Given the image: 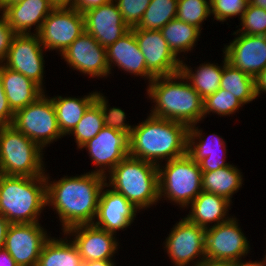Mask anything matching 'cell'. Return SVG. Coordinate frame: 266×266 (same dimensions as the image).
<instances>
[{
	"instance_id": "obj_1",
	"label": "cell",
	"mask_w": 266,
	"mask_h": 266,
	"mask_svg": "<svg viewBox=\"0 0 266 266\" xmlns=\"http://www.w3.org/2000/svg\"><path fill=\"white\" fill-rule=\"evenodd\" d=\"M48 175L45 174L46 206L56 210L62 223V232L74 226L93 224L101 189L108 181L106 177L89 171L52 182Z\"/></svg>"
},
{
	"instance_id": "obj_2",
	"label": "cell",
	"mask_w": 266,
	"mask_h": 266,
	"mask_svg": "<svg viewBox=\"0 0 266 266\" xmlns=\"http://www.w3.org/2000/svg\"><path fill=\"white\" fill-rule=\"evenodd\" d=\"M189 127L151 114L129 136V156L156 164L187 154ZM161 161V162H160Z\"/></svg>"
},
{
	"instance_id": "obj_3",
	"label": "cell",
	"mask_w": 266,
	"mask_h": 266,
	"mask_svg": "<svg viewBox=\"0 0 266 266\" xmlns=\"http://www.w3.org/2000/svg\"><path fill=\"white\" fill-rule=\"evenodd\" d=\"M148 84V97L155 103L151 115L181 122L188 127L204 118L203 99L180 72L155 77Z\"/></svg>"
},
{
	"instance_id": "obj_4",
	"label": "cell",
	"mask_w": 266,
	"mask_h": 266,
	"mask_svg": "<svg viewBox=\"0 0 266 266\" xmlns=\"http://www.w3.org/2000/svg\"><path fill=\"white\" fill-rule=\"evenodd\" d=\"M46 207L45 175L3 174L0 179V215L11 224L36 223Z\"/></svg>"
},
{
	"instance_id": "obj_5",
	"label": "cell",
	"mask_w": 266,
	"mask_h": 266,
	"mask_svg": "<svg viewBox=\"0 0 266 266\" xmlns=\"http://www.w3.org/2000/svg\"><path fill=\"white\" fill-rule=\"evenodd\" d=\"M109 188L122 194L140 210L159 201L158 166L131 156L125 157L109 173Z\"/></svg>"
},
{
	"instance_id": "obj_6",
	"label": "cell",
	"mask_w": 266,
	"mask_h": 266,
	"mask_svg": "<svg viewBox=\"0 0 266 266\" xmlns=\"http://www.w3.org/2000/svg\"><path fill=\"white\" fill-rule=\"evenodd\" d=\"M13 125L0 126V171L5 175H45L43 151Z\"/></svg>"
},
{
	"instance_id": "obj_7",
	"label": "cell",
	"mask_w": 266,
	"mask_h": 266,
	"mask_svg": "<svg viewBox=\"0 0 266 266\" xmlns=\"http://www.w3.org/2000/svg\"><path fill=\"white\" fill-rule=\"evenodd\" d=\"M158 183L159 200L168 199L184 209L203 191L202 171L188 154L158 165Z\"/></svg>"
},
{
	"instance_id": "obj_8",
	"label": "cell",
	"mask_w": 266,
	"mask_h": 266,
	"mask_svg": "<svg viewBox=\"0 0 266 266\" xmlns=\"http://www.w3.org/2000/svg\"><path fill=\"white\" fill-rule=\"evenodd\" d=\"M12 125L42 149L64 137L58 127L52 99L45 92L25 108L17 110Z\"/></svg>"
},
{
	"instance_id": "obj_9",
	"label": "cell",
	"mask_w": 266,
	"mask_h": 266,
	"mask_svg": "<svg viewBox=\"0 0 266 266\" xmlns=\"http://www.w3.org/2000/svg\"><path fill=\"white\" fill-rule=\"evenodd\" d=\"M250 242L240 229L237 218L205 230V258L212 261L242 263L250 253Z\"/></svg>"
},
{
	"instance_id": "obj_10",
	"label": "cell",
	"mask_w": 266,
	"mask_h": 266,
	"mask_svg": "<svg viewBox=\"0 0 266 266\" xmlns=\"http://www.w3.org/2000/svg\"><path fill=\"white\" fill-rule=\"evenodd\" d=\"M85 32L84 16L69 6H56L42 23L37 33L46 49L59 51L60 54Z\"/></svg>"
},
{
	"instance_id": "obj_11",
	"label": "cell",
	"mask_w": 266,
	"mask_h": 266,
	"mask_svg": "<svg viewBox=\"0 0 266 266\" xmlns=\"http://www.w3.org/2000/svg\"><path fill=\"white\" fill-rule=\"evenodd\" d=\"M205 230L185 217L173 226L165 240L164 250L174 266H189L191 262L192 266H197L206 260Z\"/></svg>"
},
{
	"instance_id": "obj_12",
	"label": "cell",
	"mask_w": 266,
	"mask_h": 266,
	"mask_svg": "<svg viewBox=\"0 0 266 266\" xmlns=\"http://www.w3.org/2000/svg\"><path fill=\"white\" fill-rule=\"evenodd\" d=\"M43 49L38 34H15L3 65L32 79L44 90Z\"/></svg>"
},
{
	"instance_id": "obj_13",
	"label": "cell",
	"mask_w": 266,
	"mask_h": 266,
	"mask_svg": "<svg viewBox=\"0 0 266 266\" xmlns=\"http://www.w3.org/2000/svg\"><path fill=\"white\" fill-rule=\"evenodd\" d=\"M50 237L39 222L11 224L4 248L18 266H36L42 248Z\"/></svg>"
},
{
	"instance_id": "obj_14",
	"label": "cell",
	"mask_w": 266,
	"mask_h": 266,
	"mask_svg": "<svg viewBox=\"0 0 266 266\" xmlns=\"http://www.w3.org/2000/svg\"><path fill=\"white\" fill-rule=\"evenodd\" d=\"M86 148L97 169L91 172L107 174L129 155V136L121 131L103 127L91 140L80 147ZM107 172V173H106Z\"/></svg>"
},
{
	"instance_id": "obj_15",
	"label": "cell",
	"mask_w": 266,
	"mask_h": 266,
	"mask_svg": "<svg viewBox=\"0 0 266 266\" xmlns=\"http://www.w3.org/2000/svg\"><path fill=\"white\" fill-rule=\"evenodd\" d=\"M61 56L70 68L84 75L92 78L110 75L106 48L87 32L75 39Z\"/></svg>"
},
{
	"instance_id": "obj_16",
	"label": "cell",
	"mask_w": 266,
	"mask_h": 266,
	"mask_svg": "<svg viewBox=\"0 0 266 266\" xmlns=\"http://www.w3.org/2000/svg\"><path fill=\"white\" fill-rule=\"evenodd\" d=\"M145 57L147 70L154 77L171 76L180 72L181 60L169 49L160 30L131 29Z\"/></svg>"
},
{
	"instance_id": "obj_17",
	"label": "cell",
	"mask_w": 266,
	"mask_h": 266,
	"mask_svg": "<svg viewBox=\"0 0 266 266\" xmlns=\"http://www.w3.org/2000/svg\"><path fill=\"white\" fill-rule=\"evenodd\" d=\"M229 45H225L223 53L227 61L254 78L266 68V36H255L237 33Z\"/></svg>"
},
{
	"instance_id": "obj_18",
	"label": "cell",
	"mask_w": 266,
	"mask_h": 266,
	"mask_svg": "<svg viewBox=\"0 0 266 266\" xmlns=\"http://www.w3.org/2000/svg\"><path fill=\"white\" fill-rule=\"evenodd\" d=\"M71 236L78 248L83 262L95 260H114L118 241L115 234L96 227L94 224L78 225L69 228L63 234Z\"/></svg>"
},
{
	"instance_id": "obj_19",
	"label": "cell",
	"mask_w": 266,
	"mask_h": 266,
	"mask_svg": "<svg viewBox=\"0 0 266 266\" xmlns=\"http://www.w3.org/2000/svg\"><path fill=\"white\" fill-rule=\"evenodd\" d=\"M106 187L107 189L105 190ZM108 188L109 186L105 184L101 189L98 211L93 224L117 235L116 231H124V229L126 230V228L131 226L139 210L122 194L112 188Z\"/></svg>"
},
{
	"instance_id": "obj_20",
	"label": "cell",
	"mask_w": 266,
	"mask_h": 266,
	"mask_svg": "<svg viewBox=\"0 0 266 266\" xmlns=\"http://www.w3.org/2000/svg\"><path fill=\"white\" fill-rule=\"evenodd\" d=\"M83 16L85 32L92 35L104 48L112 45L130 30L114 0L88 10Z\"/></svg>"
},
{
	"instance_id": "obj_21",
	"label": "cell",
	"mask_w": 266,
	"mask_h": 266,
	"mask_svg": "<svg viewBox=\"0 0 266 266\" xmlns=\"http://www.w3.org/2000/svg\"><path fill=\"white\" fill-rule=\"evenodd\" d=\"M198 127H196V124L189 127L187 154L199 164L202 172L215 171L219 168L229 166L230 164L225 160L227 153L226 141L221 136L215 135V133L209 135L212 140L209 137L205 139L202 136V129ZM218 150L221 154L217 152Z\"/></svg>"
},
{
	"instance_id": "obj_22",
	"label": "cell",
	"mask_w": 266,
	"mask_h": 266,
	"mask_svg": "<svg viewBox=\"0 0 266 266\" xmlns=\"http://www.w3.org/2000/svg\"><path fill=\"white\" fill-rule=\"evenodd\" d=\"M107 64L111 70L113 65L126 73L139 75L148 79L150 83L155 77L147 70L145 57L142 54L135 38L134 32L130 29L121 38L106 48ZM113 64V65H112ZM112 66V67H111Z\"/></svg>"
},
{
	"instance_id": "obj_23",
	"label": "cell",
	"mask_w": 266,
	"mask_h": 266,
	"mask_svg": "<svg viewBox=\"0 0 266 266\" xmlns=\"http://www.w3.org/2000/svg\"><path fill=\"white\" fill-rule=\"evenodd\" d=\"M55 7L51 0H23L7 6L1 13L16 34H31L32 26L35 28L33 33L37 34Z\"/></svg>"
},
{
	"instance_id": "obj_24",
	"label": "cell",
	"mask_w": 266,
	"mask_h": 266,
	"mask_svg": "<svg viewBox=\"0 0 266 266\" xmlns=\"http://www.w3.org/2000/svg\"><path fill=\"white\" fill-rule=\"evenodd\" d=\"M188 206L191 210L185 218L205 229L212 227V223L216 226L231 218L227 215L231 202L214 193L202 191Z\"/></svg>"
},
{
	"instance_id": "obj_25",
	"label": "cell",
	"mask_w": 266,
	"mask_h": 266,
	"mask_svg": "<svg viewBox=\"0 0 266 266\" xmlns=\"http://www.w3.org/2000/svg\"><path fill=\"white\" fill-rule=\"evenodd\" d=\"M0 77L8 104L15 113L34 102L45 91L32 79L0 65Z\"/></svg>"
},
{
	"instance_id": "obj_26",
	"label": "cell",
	"mask_w": 266,
	"mask_h": 266,
	"mask_svg": "<svg viewBox=\"0 0 266 266\" xmlns=\"http://www.w3.org/2000/svg\"><path fill=\"white\" fill-rule=\"evenodd\" d=\"M96 92L76 97L54 96L52 103L55 108L57 123L63 136L69 134L80 121L87 109L95 102Z\"/></svg>"
},
{
	"instance_id": "obj_27",
	"label": "cell",
	"mask_w": 266,
	"mask_h": 266,
	"mask_svg": "<svg viewBox=\"0 0 266 266\" xmlns=\"http://www.w3.org/2000/svg\"><path fill=\"white\" fill-rule=\"evenodd\" d=\"M180 73L185 80L198 92L202 99L212 95L220 88L223 75L222 66L217 63H202L193 71L192 67L181 60Z\"/></svg>"
},
{
	"instance_id": "obj_28",
	"label": "cell",
	"mask_w": 266,
	"mask_h": 266,
	"mask_svg": "<svg viewBox=\"0 0 266 266\" xmlns=\"http://www.w3.org/2000/svg\"><path fill=\"white\" fill-rule=\"evenodd\" d=\"M235 165L219 168L215 171L202 172V189L226 198L232 203V196L243 184V175Z\"/></svg>"
},
{
	"instance_id": "obj_29",
	"label": "cell",
	"mask_w": 266,
	"mask_h": 266,
	"mask_svg": "<svg viewBox=\"0 0 266 266\" xmlns=\"http://www.w3.org/2000/svg\"><path fill=\"white\" fill-rule=\"evenodd\" d=\"M78 248L65 238H49L44 244L36 266H82Z\"/></svg>"
},
{
	"instance_id": "obj_30",
	"label": "cell",
	"mask_w": 266,
	"mask_h": 266,
	"mask_svg": "<svg viewBox=\"0 0 266 266\" xmlns=\"http://www.w3.org/2000/svg\"><path fill=\"white\" fill-rule=\"evenodd\" d=\"M160 32L167 41L169 49L177 58H179V53H187L194 49L201 35V30L199 28L177 18L169 21L160 29Z\"/></svg>"
},
{
	"instance_id": "obj_31",
	"label": "cell",
	"mask_w": 266,
	"mask_h": 266,
	"mask_svg": "<svg viewBox=\"0 0 266 266\" xmlns=\"http://www.w3.org/2000/svg\"><path fill=\"white\" fill-rule=\"evenodd\" d=\"M220 89L232 93L244 105L257 99L255 94L254 77L233 67L224 54L223 75Z\"/></svg>"
},
{
	"instance_id": "obj_32",
	"label": "cell",
	"mask_w": 266,
	"mask_h": 266,
	"mask_svg": "<svg viewBox=\"0 0 266 266\" xmlns=\"http://www.w3.org/2000/svg\"><path fill=\"white\" fill-rule=\"evenodd\" d=\"M178 0H151L141 22L136 27L144 30H160L176 18Z\"/></svg>"
},
{
	"instance_id": "obj_33",
	"label": "cell",
	"mask_w": 266,
	"mask_h": 266,
	"mask_svg": "<svg viewBox=\"0 0 266 266\" xmlns=\"http://www.w3.org/2000/svg\"><path fill=\"white\" fill-rule=\"evenodd\" d=\"M105 127L100 107L94 102L84 113L74 129L68 134L75 137L80 149L87 141L94 138Z\"/></svg>"
},
{
	"instance_id": "obj_34",
	"label": "cell",
	"mask_w": 266,
	"mask_h": 266,
	"mask_svg": "<svg viewBox=\"0 0 266 266\" xmlns=\"http://www.w3.org/2000/svg\"><path fill=\"white\" fill-rule=\"evenodd\" d=\"M244 104L239 101L232 93L224 89H218L212 95L203 99L204 118L207 114L216 113L221 116L235 114Z\"/></svg>"
},
{
	"instance_id": "obj_35",
	"label": "cell",
	"mask_w": 266,
	"mask_h": 266,
	"mask_svg": "<svg viewBox=\"0 0 266 266\" xmlns=\"http://www.w3.org/2000/svg\"><path fill=\"white\" fill-rule=\"evenodd\" d=\"M211 15L210 0H178L176 18L194 25L202 30L201 26Z\"/></svg>"
},
{
	"instance_id": "obj_36",
	"label": "cell",
	"mask_w": 266,
	"mask_h": 266,
	"mask_svg": "<svg viewBox=\"0 0 266 266\" xmlns=\"http://www.w3.org/2000/svg\"><path fill=\"white\" fill-rule=\"evenodd\" d=\"M108 99L99 92L96 94L95 103L100 107L103 115L104 126L121 131L128 136L131 135L134 126H131L126 121V114L121 108L111 107L108 105Z\"/></svg>"
},
{
	"instance_id": "obj_37",
	"label": "cell",
	"mask_w": 266,
	"mask_h": 266,
	"mask_svg": "<svg viewBox=\"0 0 266 266\" xmlns=\"http://www.w3.org/2000/svg\"><path fill=\"white\" fill-rule=\"evenodd\" d=\"M240 20L242 28L237 33L266 36V10L247 4Z\"/></svg>"
},
{
	"instance_id": "obj_38",
	"label": "cell",
	"mask_w": 266,
	"mask_h": 266,
	"mask_svg": "<svg viewBox=\"0 0 266 266\" xmlns=\"http://www.w3.org/2000/svg\"><path fill=\"white\" fill-rule=\"evenodd\" d=\"M120 10L125 24L130 28L137 27L151 0H114Z\"/></svg>"
},
{
	"instance_id": "obj_39",
	"label": "cell",
	"mask_w": 266,
	"mask_h": 266,
	"mask_svg": "<svg viewBox=\"0 0 266 266\" xmlns=\"http://www.w3.org/2000/svg\"><path fill=\"white\" fill-rule=\"evenodd\" d=\"M247 4L248 0H210L211 14L220 22L237 15L241 19Z\"/></svg>"
},
{
	"instance_id": "obj_40",
	"label": "cell",
	"mask_w": 266,
	"mask_h": 266,
	"mask_svg": "<svg viewBox=\"0 0 266 266\" xmlns=\"http://www.w3.org/2000/svg\"><path fill=\"white\" fill-rule=\"evenodd\" d=\"M15 32L12 30L8 24L7 18L1 13L0 15V65H3L12 39L15 36Z\"/></svg>"
},
{
	"instance_id": "obj_41",
	"label": "cell",
	"mask_w": 266,
	"mask_h": 266,
	"mask_svg": "<svg viewBox=\"0 0 266 266\" xmlns=\"http://www.w3.org/2000/svg\"><path fill=\"white\" fill-rule=\"evenodd\" d=\"M14 112L8 104L4 87L0 77V126L12 125Z\"/></svg>"
},
{
	"instance_id": "obj_42",
	"label": "cell",
	"mask_w": 266,
	"mask_h": 266,
	"mask_svg": "<svg viewBox=\"0 0 266 266\" xmlns=\"http://www.w3.org/2000/svg\"><path fill=\"white\" fill-rule=\"evenodd\" d=\"M111 1L113 0H71L69 7H72L83 14L90 9L100 7L104 4L110 3Z\"/></svg>"
},
{
	"instance_id": "obj_43",
	"label": "cell",
	"mask_w": 266,
	"mask_h": 266,
	"mask_svg": "<svg viewBox=\"0 0 266 266\" xmlns=\"http://www.w3.org/2000/svg\"><path fill=\"white\" fill-rule=\"evenodd\" d=\"M255 94L258 97L262 92L266 93V68L263 69L255 78Z\"/></svg>"
},
{
	"instance_id": "obj_44",
	"label": "cell",
	"mask_w": 266,
	"mask_h": 266,
	"mask_svg": "<svg viewBox=\"0 0 266 266\" xmlns=\"http://www.w3.org/2000/svg\"><path fill=\"white\" fill-rule=\"evenodd\" d=\"M10 225L11 223L2 215H0V248L4 247L6 235Z\"/></svg>"
},
{
	"instance_id": "obj_45",
	"label": "cell",
	"mask_w": 266,
	"mask_h": 266,
	"mask_svg": "<svg viewBox=\"0 0 266 266\" xmlns=\"http://www.w3.org/2000/svg\"><path fill=\"white\" fill-rule=\"evenodd\" d=\"M0 266H18L4 247L0 248Z\"/></svg>"
},
{
	"instance_id": "obj_46",
	"label": "cell",
	"mask_w": 266,
	"mask_h": 266,
	"mask_svg": "<svg viewBox=\"0 0 266 266\" xmlns=\"http://www.w3.org/2000/svg\"><path fill=\"white\" fill-rule=\"evenodd\" d=\"M197 266H239V264L234 262L204 260Z\"/></svg>"
},
{
	"instance_id": "obj_47",
	"label": "cell",
	"mask_w": 266,
	"mask_h": 266,
	"mask_svg": "<svg viewBox=\"0 0 266 266\" xmlns=\"http://www.w3.org/2000/svg\"><path fill=\"white\" fill-rule=\"evenodd\" d=\"M116 263L113 260H95L89 262H83L82 266H115Z\"/></svg>"
},
{
	"instance_id": "obj_48",
	"label": "cell",
	"mask_w": 266,
	"mask_h": 266,
	"mask_svg": "<svg viewBox=\"0 0 266 266\" xmlns=\"http://www.w3.org/2000/svg\"><path fill=\"white\" fill-rule=\"evenodd\" d=\"M263 260V261H262ZM261 261H245L243 259V262L239 264V266H266V261L262 259Z\"/></svg>"
},
{
	"instance_id": "obj_49",
	"label": "cell",
	"mask_w": 266,
	"mask_h": 266,
	"mask_svg": "<svg viewBox=\"0 0 266 266\" xmlns=\"http://www.w3.org/2000/svg\"><path fill=\"white\" fill-rule=\"evenodd\" d=\"M23 0H0V13L9 5H13Z\"/></svg>"
},
{
	"instance_id": "obj_50",
	"label": "cell",
	"mask_w": 266,
	"mask_h": 266,
	"mask_svg": "<svg viewBox=\"0 0 266 266\" xmlns=\"http://www.w3.org/2000/svg\"><path fill=\"white\" fill-rule=\"evenodd\" d=\"M248 4L260 7L266 10V0H248Z\"/></svg>"
},
{
	"instance_id": "obj_51",
	"label": "cell",
	"mask_w": 266,
	"mask_h": 266,
	"mask_svg": "<svg viewBox=\"0 0 266 266\" xmlns=\"http://www.w3.org/2000/svg\"><path fill=\"white\" fill-rule=\"evenodd\" d=\"M56 6H69L71 0H51Z\"/></svg>"
}]
</instances>
